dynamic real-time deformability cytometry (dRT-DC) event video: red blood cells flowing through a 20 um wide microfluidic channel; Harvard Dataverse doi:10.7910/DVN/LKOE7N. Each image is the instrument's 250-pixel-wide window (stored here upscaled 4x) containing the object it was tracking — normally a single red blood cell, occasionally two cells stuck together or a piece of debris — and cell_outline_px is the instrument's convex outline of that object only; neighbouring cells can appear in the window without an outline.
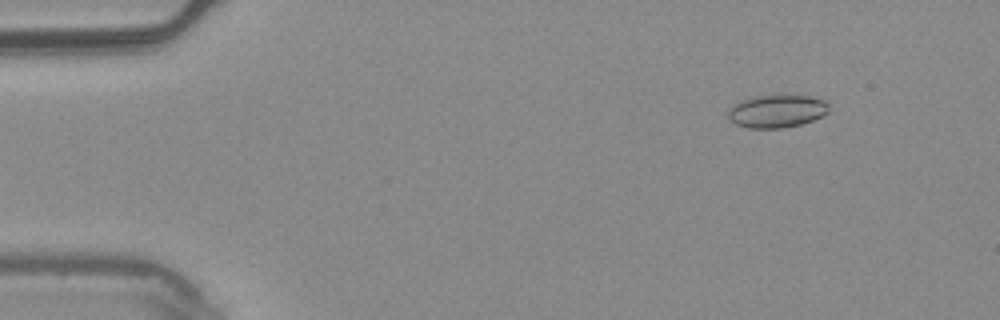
{"species": "common noctule bat (a hibernating species)", "species_latin": "Nyctalus noctula", "temperature_condition": "warm", "stored_images_in_passage": 6, "camera_frame_rate_fps": 3000, "um_per_image_px": 0.085, "animal": {"sex": "male", "body_mass_g": 20.4}, "frame": {"image": 1, "passage_image": 2, "time_ms": 0.333, "image_size_px": [1000, 320], "cell_outline_px": [[828, 112], [824, 116], [800, 124], [784, 128], [748, 128], [736, 124], [728, 116], [728, 108], [732, 104], [740, 100], [756, 96], [808, 96], [828, 100]], "centroid_in_image_um": [66.04, 9.45], "position_along_channel_um": 19.0, "area_um2": 19.31}}
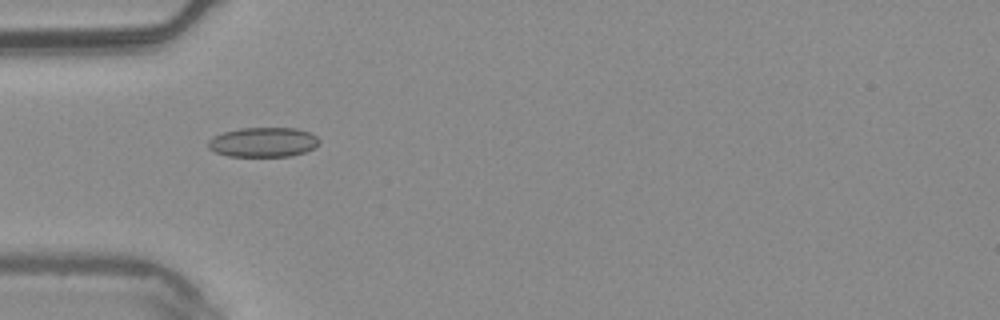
{"frame": {"image": 2, "passage_image": 5, "time_ms": 1.333, "image_size_px": [1000, 320], "cell_outline_px": [[320, 144], [304, 152], [292, 156], [228, 156], [216, 152], [208, 148], [208, 140], [212, 136], [224, 132], [240, 128], [296, 128], [308, 132], [316, 136], [320, 140]], "centroid_in_image_um": [22.36, 12.08], "position_along_channel_um": 62.6, "area_um2": 19.19}}